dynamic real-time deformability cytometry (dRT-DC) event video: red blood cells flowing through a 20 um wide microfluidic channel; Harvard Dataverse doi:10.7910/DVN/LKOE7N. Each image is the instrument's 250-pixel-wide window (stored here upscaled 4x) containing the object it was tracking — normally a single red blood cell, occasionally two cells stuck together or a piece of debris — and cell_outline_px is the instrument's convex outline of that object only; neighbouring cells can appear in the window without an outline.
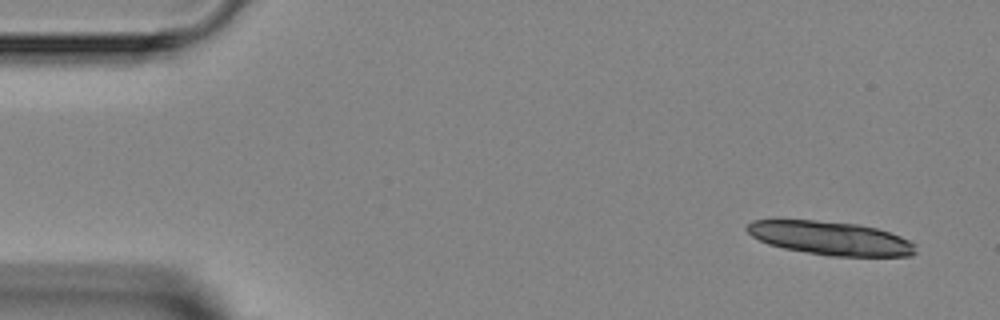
{"species": "Egyptian fruit bat (a non-hibernating species)", "species_latin": "Rousettus aegyptiacus", "temperature_condition": "room temperature", "stored_images_in_passage": 4, "camera_frame_rate_fps": 3000, "um_per_image_px": 0.085, "animal": {"sex": "female"}, "frame": {"image": 1, "passage_image": 1, "time_ms": 0.0, "image_size_px": [1000, 320], "cell_outline_px": [[916, 252], [912, 256], [828, 256], [784, 248], [768, 244], [752, 236], [744, 228], [752, 220], [776, 216], [860, 224], [876, 228], [900, 236], [916, 244]], "centroid_in_image_um": [70.49, 20.2], "position_along_channel_um": 14.5, "area_um2": 34.04}}